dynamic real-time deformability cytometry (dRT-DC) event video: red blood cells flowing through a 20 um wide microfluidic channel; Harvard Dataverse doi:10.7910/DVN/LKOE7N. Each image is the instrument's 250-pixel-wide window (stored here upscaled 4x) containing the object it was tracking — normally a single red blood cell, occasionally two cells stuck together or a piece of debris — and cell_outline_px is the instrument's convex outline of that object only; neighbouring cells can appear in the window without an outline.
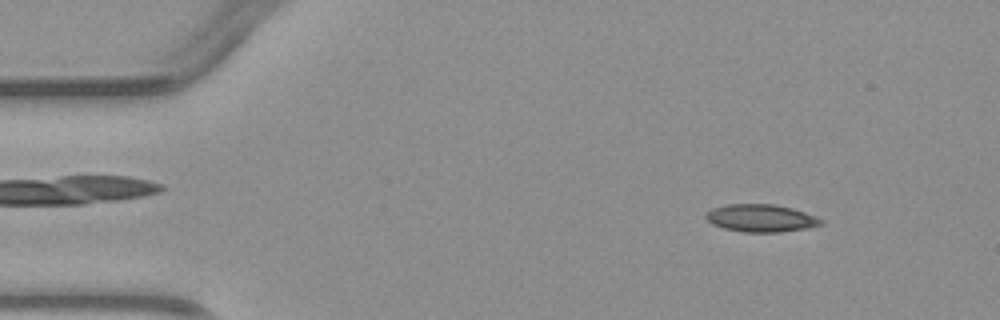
{"species": "common noctule bat (a hibernating species)", "species_latin": "Nyctalus noctula", "temperature_condition": "warm", "stored_images_in_passage": 3, "camera_frame_rate_fps": 3000, "um_per_image_px": 0.085, "animal": {"sex": "male", "body_mass_g": 23.1, "forearm_length_mm": 52.7}, "frame": {"image": 1, "passage_image": 1, "time_ms": 0.0, "image_size_px": [1000, 320], "cell_outline_px": [[824, 224], [808, 228], [780, 232], [744, 232], [724, 228], [712, 224], [704, 216], [712, 208], [724, 204], [772, 204], [792, 208], [816, 216], [824, 220]], "centroid_in_image_um": [64.7, 18.54], "position_along_channel_um": 20.3, "area_um2": 18.55}}